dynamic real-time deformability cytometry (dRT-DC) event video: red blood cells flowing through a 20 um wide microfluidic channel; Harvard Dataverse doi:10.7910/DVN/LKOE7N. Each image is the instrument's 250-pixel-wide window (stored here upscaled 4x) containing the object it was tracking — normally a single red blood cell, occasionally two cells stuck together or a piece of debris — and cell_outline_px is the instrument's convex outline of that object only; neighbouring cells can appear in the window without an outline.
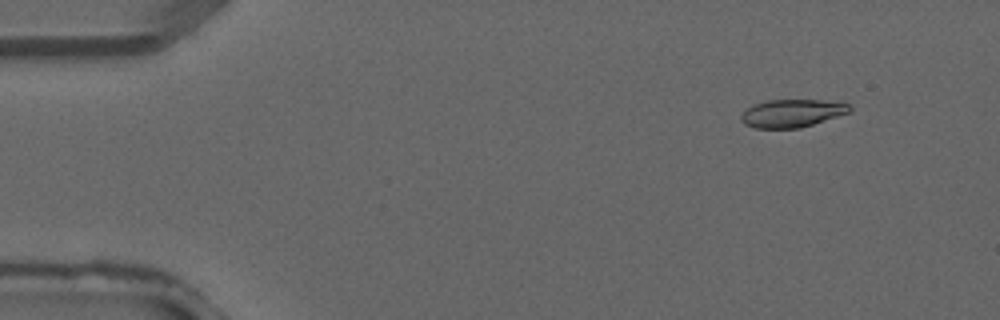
{"species": "common noctule bat (a hibernating species)", "species_latin": "Nyctalus noctula", "temperature_condition": "warm", "stored_images_in_passage": 2, "camera_frame_rate_fps": 3000, "um_per_image_px": 0.085, "animal": {"sex": "male", "forearm_length_mm": 52.5}, "frame": {"image": 1, "passage_image": 1, "time_ms": 0.0, "image_size_px": [1000, 320], "cell_outline_px": [[852, 108], [848, 112], [800, 128], [756, 128], [744, 124], [740, 120], [740, 116], [748, 108], [756, 104], [768, 100], [820, 100], [848, 104]], "centroid_in_image_um": [67.27, 9.63], "position_along_channel_um": 17.7, "area_um2": 17.22}}